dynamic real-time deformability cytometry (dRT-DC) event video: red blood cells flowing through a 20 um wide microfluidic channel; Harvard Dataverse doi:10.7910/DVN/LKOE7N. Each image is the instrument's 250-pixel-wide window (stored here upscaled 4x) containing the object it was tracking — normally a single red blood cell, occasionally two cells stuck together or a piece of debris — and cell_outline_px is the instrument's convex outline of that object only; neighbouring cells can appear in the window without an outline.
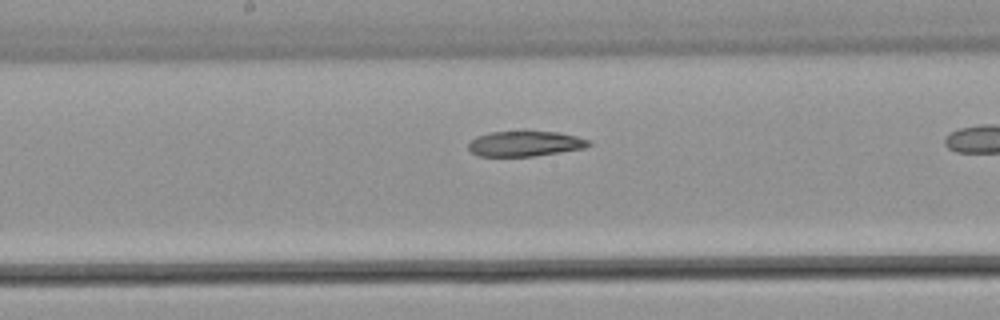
{"species": "common noctule bat (a hibernating species)", "species_latin": "Nyctalus noctula", "temperature_condition": "warm", "stored_images_in_passage": 21, "camera_frame_rate_fps": 3000, "um_per_image_px": 0.085, "animal": {"sex": "male", "body_mass_g": 21.5, "forearm_length_mm": 52.0}, "frame": {"image": 1, "passage_image": 10, "time_ms": 3.0, "image_size_px": [1000, 320], "cell_outline_px": [[592, 144], [584, 148], [532, 156], [480, 156], [472, 152], [468, 148], [468, 144], [476, 136], [492, 132], [560, 132], [576, 136], [588, 140]], "centroid_in_image_um": [44.62, 12.21], "position_along_channel_um": 203.6, "area_um2": 17.4}}